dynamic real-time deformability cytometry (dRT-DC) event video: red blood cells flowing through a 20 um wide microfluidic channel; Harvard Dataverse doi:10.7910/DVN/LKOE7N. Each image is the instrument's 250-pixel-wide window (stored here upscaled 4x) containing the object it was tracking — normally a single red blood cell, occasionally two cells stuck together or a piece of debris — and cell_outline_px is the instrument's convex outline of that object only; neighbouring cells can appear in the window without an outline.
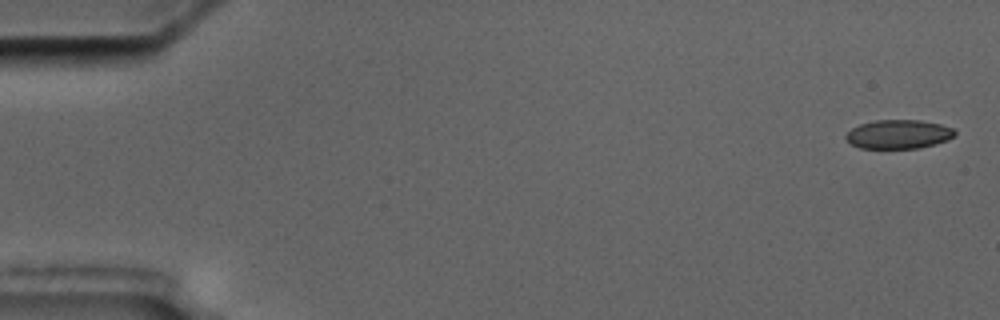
{"species": "common noctule bat (a hibernating species)", "species_latin": "Nyctalus noctula", "temperature_condition": "cold", "stored_images_in_passage": 11, "camera_frame_rate_fps": 3000, "um_per_image_px": 0.085, "animal": {"sex": "male", "body_mass_g": 17.5, "forearm_length_mm": 52.3}, "frame": {"image": 1, "passage_image": 1, "time_ms": 0.0, "image_size_px": [1000, 320], "cell_outline_px": [[956, 132], [948, 140], [920, 148], [860, 148], [852, 144], [844, 136], [852, 128], [860, 124], [876, 120], [920, 120], [940, 124], [952, 128]], "centroid_in_image_um": [76.37, 11.41], "position_along_channel_um": 8.6, "area_um2": 18.21}}
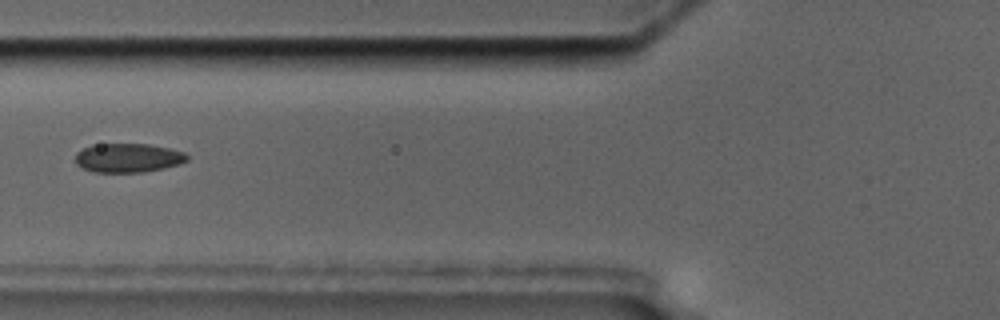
{"frame": {"image": 2, "passage_image": 6, "time_ms": 7.0, "image_size_px": [1000, 320], "cell_outline_px": [[188, 160], [180, 164], [164, 168], [144, 172], [92, 172], [76, 164], [76, 152], [84, 148], [100, 144], [148, 144], [168, 148], [184, 152], [188, 156]], "centroid_in_image_um": [10.9, 13.42], "position_along_channel_um": 114.9, "area_um2": 18.79}}
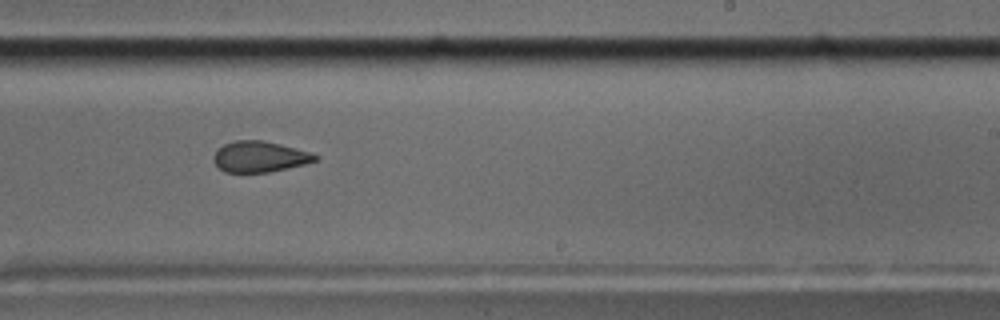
{"frame": {"image": 3, "passage_image": 10, "time_ms": 11.333, "image_size_px": [1000, 320], "cell_outline_px": [[320, 156], [316, 160], [304, 164], [268, 172], [224, 172], [212, 160], [212, 156], [224, 144], [236, 140], [264, 140], [296, 148]], "centroid_in_image_um": [22.05, 13.31], "position_along_channel_um": 267.0, "area_um2": 18.09}}